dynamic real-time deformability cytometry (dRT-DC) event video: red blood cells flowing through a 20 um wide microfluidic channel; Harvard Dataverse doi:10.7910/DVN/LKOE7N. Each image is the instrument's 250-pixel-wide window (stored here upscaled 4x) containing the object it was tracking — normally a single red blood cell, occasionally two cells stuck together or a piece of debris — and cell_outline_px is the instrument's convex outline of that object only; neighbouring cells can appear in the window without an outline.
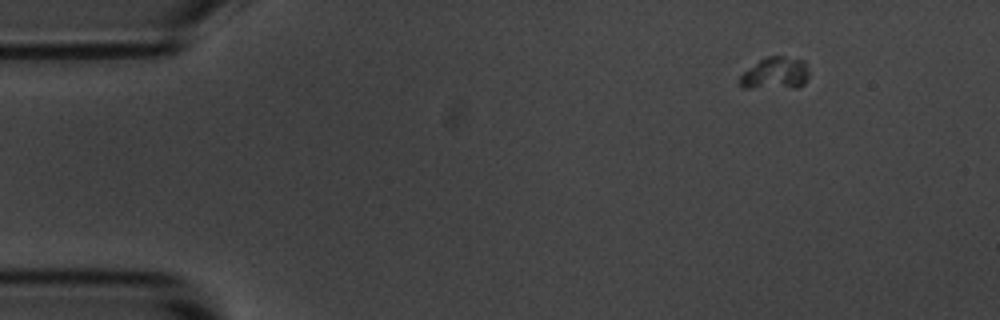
{"species": "common noctule bat (a hibernating species)", "species_latin": "Nyctalus noctula", "temperature_condition": "room temperature", "stored_images_in_passage": 3, "camera_frame_rate_fps": 3000, "um_per_image_px": 0.085, "animal": {"sex": "male", "body_mass_g": 20.1, "forearm_length_mm": 53.5}, "frame": {"image": 1, "passage_image": 1, "time_ms": 0.0, "image_size_px": [1000, 320], "cell_outline_px": [[808, 76], [804, 84], [796, 88], [744, 88], [740, 84], [740, 76], [744, 72], [760, 60], [768, 56], [784, 56], [804, 60], [808, 72]], "centroid_in_image_um": [65.92, 6.25], "position_along_channel_um": 19.1, "area_um2": 12.95}}